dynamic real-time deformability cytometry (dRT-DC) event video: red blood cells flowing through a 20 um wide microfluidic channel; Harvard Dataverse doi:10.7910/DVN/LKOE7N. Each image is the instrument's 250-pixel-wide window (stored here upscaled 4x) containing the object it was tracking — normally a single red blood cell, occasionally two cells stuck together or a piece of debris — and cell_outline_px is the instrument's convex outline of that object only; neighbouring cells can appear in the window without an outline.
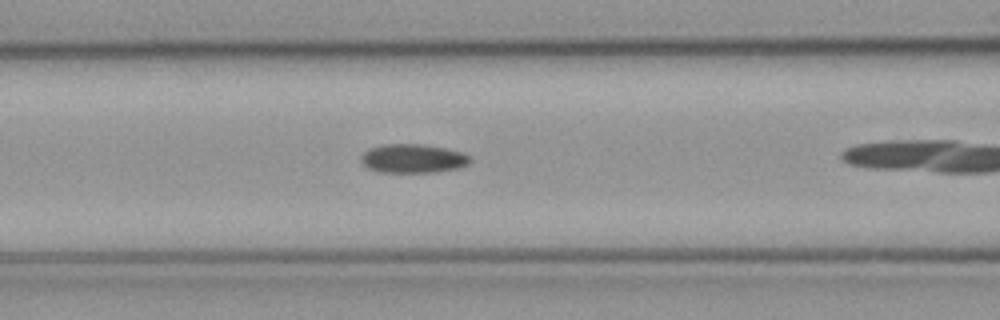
{"species": "common noctule bat (a hibernating species)", "species_latin": "Nyctalus noctula", "temperature_condition": "cold", "stored_images_in_passage": 17, "camera_frame_rate_fps": 3000, "um_per_image_px": 0.085, "animal": {"sex": "male", "body_mass_g": 23.1, "forearm_length_mm": 52.7}, "frame": {"image": 1, "passage_image": 10, "time_ms": 3.0, "image_size_px": [1000, 320], "cell_outline_px": [[472, 160], [468, 164], [460, 168], [436, 172], [380, 172], [368, 168], [360, 160], [360, 156], [368, 148], [384, 144], [420, 144], [444, 148], [460, 152], [468, 156]], "centroid_in_image_um": [35.08, 13.48], "position_along_channel_um": 131.5, "area_um2": 18.32}}